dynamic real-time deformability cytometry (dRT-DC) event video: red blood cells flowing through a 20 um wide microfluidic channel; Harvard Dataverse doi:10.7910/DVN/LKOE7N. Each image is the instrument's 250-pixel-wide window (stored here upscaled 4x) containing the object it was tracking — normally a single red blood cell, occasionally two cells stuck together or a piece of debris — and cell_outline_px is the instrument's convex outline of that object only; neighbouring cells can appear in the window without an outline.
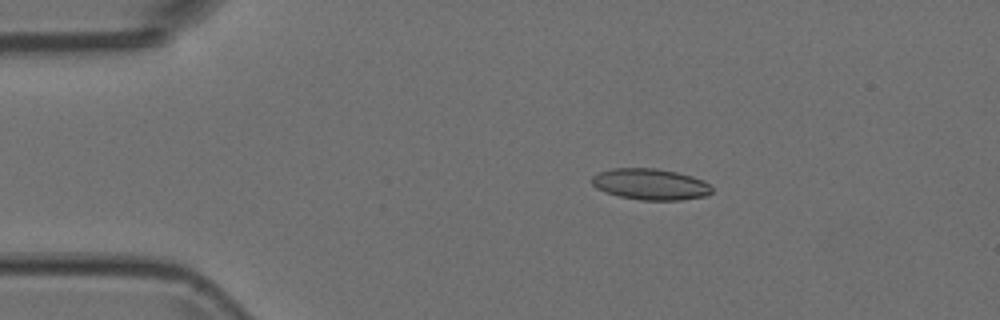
{"species": "Egyptian fruit bat (a non-hibernating species)", "species_latin": "Rousettus aegyptiacus", "temperature_condition": "room temperature", "stored_images_in_passage": 7, "camera_frame_rate_fps": 3000, "um_per_image_px": 0.085, "animal": {"sex": "female"}, "frame": {"image": 1, "passage_image": 3, "time_ms": 0.667, "image_size_px": [1000, 320], "cell_outline_px": [[712, 192], [704, 196], [680, 200], [640, 200], [620, 196], [604, 192], [596, 188], [592, 184], [592, 176], [600, 172], [612, 168], [656, 168], [676, 172], [692, 176], [704, 180], [712, 188]], "centroid_in_image_um": [55.27, 15.66], "position_along_channel_um": 29.7, "area_um2": 21.79}}
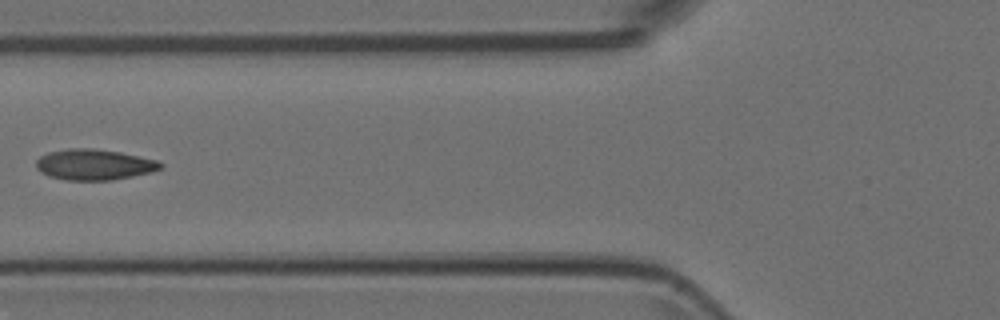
{"frame": {"image": 2, "passage_image": 6, "time_ms": 1.667, "image_size_px": [1000, 320], "cell_outline_px": [[164, 164], [160, 168], [152, 172], [112, 180], [64, 180], [48, 176], [40, 172], [36, 168], [36, 160], [40, 156], [48, 152], [72, 148], [92, 148], [120, 152], [156, 160]], "centroid_in_image_um": [7.97, 13.99], "position_along_channel_um": 117.8, "area_um2": 22.31}}
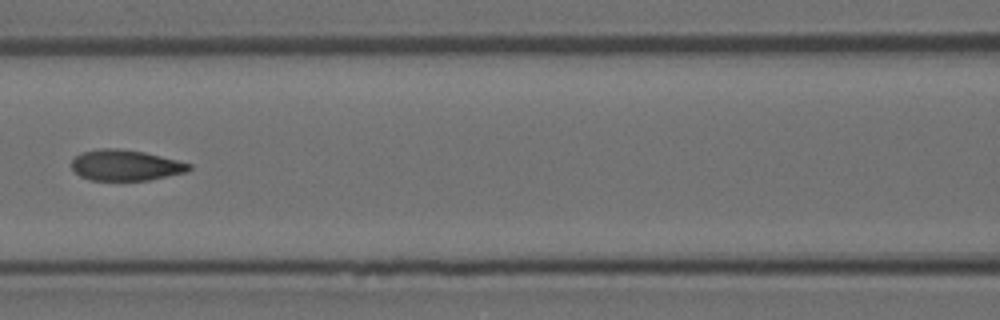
{"frame": {"image": 3, "passage_image": 7, "time_ms": 2.0, "image_size_px": [1000, 320], "cell_outline_px": [[192, 168], [188, 172], [148, 180], [88, 180], [80, 176], [72, 168], [72, 160], [76, 156], [84, 152], [96, 148], [120, 148], [144, 152], [192, 164]], "centroid_in_image_um": [10.68, 14.04], "position_along_channel_um": 155.9, "area_um2": 21.1}}